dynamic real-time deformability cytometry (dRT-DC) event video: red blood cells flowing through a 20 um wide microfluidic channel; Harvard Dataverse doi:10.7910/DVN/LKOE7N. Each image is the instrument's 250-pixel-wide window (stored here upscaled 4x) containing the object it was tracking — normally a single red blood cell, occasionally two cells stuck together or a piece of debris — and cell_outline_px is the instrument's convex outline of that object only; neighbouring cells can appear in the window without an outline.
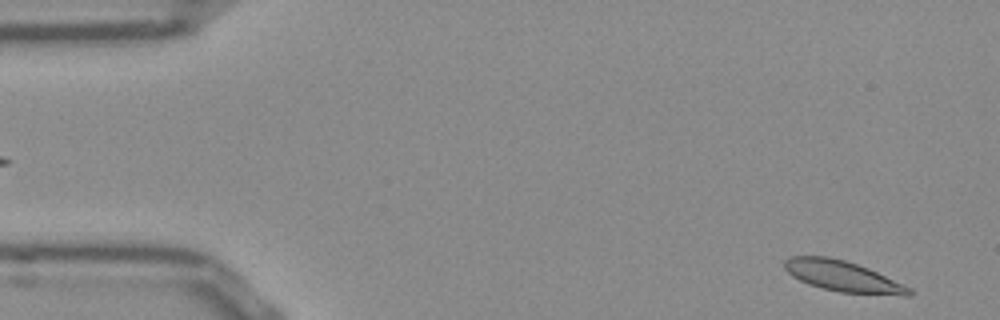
{"species": "Egyptian fruit bat (a non-hibernating species)", "species_latin": "Rousettus aegyptiacus", "temperature_condition": "room temperature", "stored_images_in_passage": 53, "camera_frame_rate_fps": 3000, "um_per_image_px": 0.085, "frame": {"image": 1, "passage_image": 2, "time_ms": 0.333, "image_size_px": [1000, 320], "cell_outline_px": [[912, 292], [908, 296], [904, 296], [840, 292], [808, 284], [792, 276], [784, 268], [784, 260], [788, 256], [828, 256], [844, 260], [868, 268], [912, 288]], "centroid_in_image_um": [71.63, 23.48], "position_along_channel_um": 13.4, "area_um2": 22.25}}
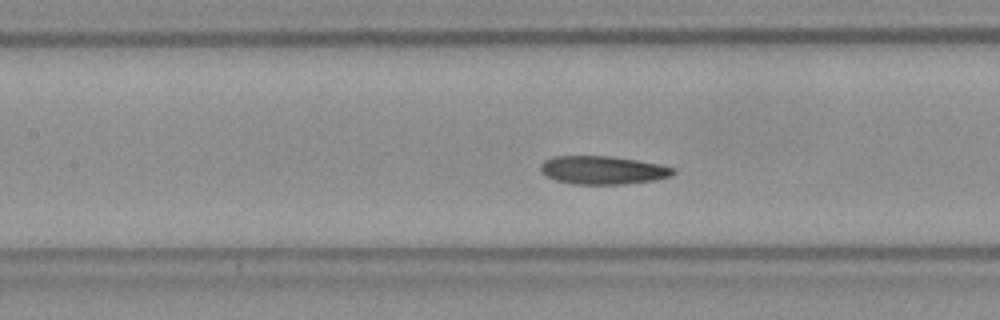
{"frame": {"image": 2, "passage_image": 22, "time_ms": 7.0, "image_size_px": [1000, 320], "cell_outline_px": [[676, 172], [672, 176], [656, 180], [620, 184], [572, 184], [556, 180], [540, 172], [540, 164], [544, 160], [552, 156], [612, 156], [660, 164], [676, 168]], "centroid_in_image_um": [51.25, 14.45], "position_along_channel_um": 156.1, "area_um2": 22.02}}
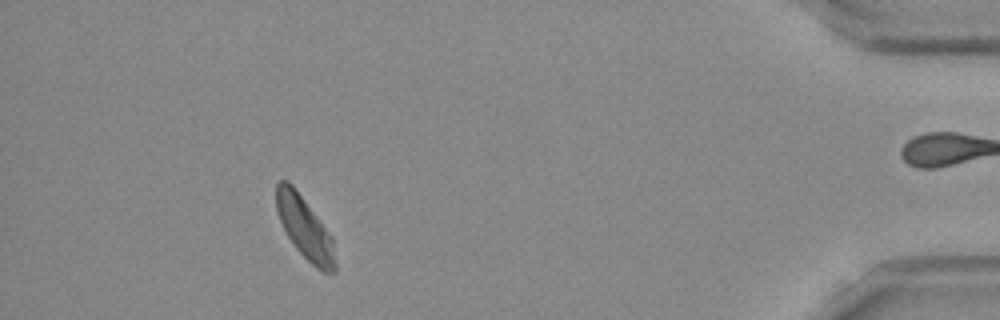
{"frame": {"image": 3, "passage_image": 47, "time_ms": 15.333, "image_size_px": [1000, 320], "cell_outline_px": [[336, 272], [324, 272], [316, 268], [296, 248], [288, 236], [276, 212], [276, 180], [288, 180], [292, 184], [332, 236], [336, 264]], "centroid_in_image_um": [25.9, 19.35], "position_along_channel_um": 409.3, "area_um2": 21.1}, "authors_computed_cell_mechanics": {"area_um2": 21.7906, "velocity_mm_per_s": 3.7758, "shape_relaxation_time_tau1_ms": 4.5425, "shape_relaxation_time_tau2_ms": 2.1407, "deformation_change_tau1": 0.1298, "deformation_change_tau2": 0.0703}}